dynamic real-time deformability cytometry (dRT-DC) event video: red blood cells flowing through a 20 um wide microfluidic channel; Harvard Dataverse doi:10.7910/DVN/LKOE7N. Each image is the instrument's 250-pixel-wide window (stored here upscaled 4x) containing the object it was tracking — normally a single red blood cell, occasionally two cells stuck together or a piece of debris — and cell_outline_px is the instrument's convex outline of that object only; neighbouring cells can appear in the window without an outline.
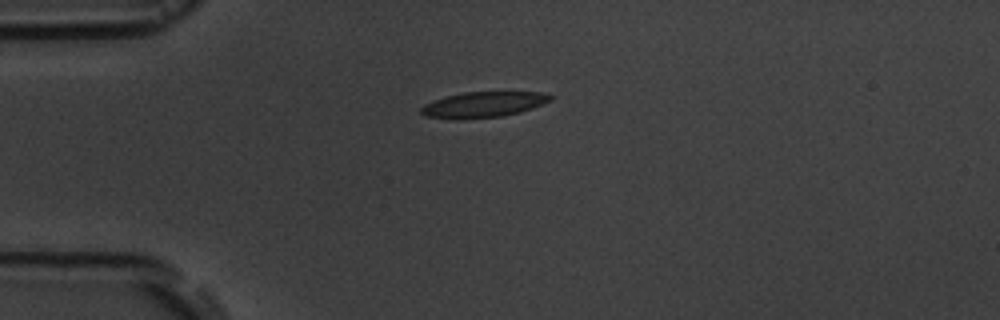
{"species": "common noctule bat (a hibernating species)", "species_latin": "Nyctalus noctula", "temperature_condition": "room temperature", "stored_images_in_passage": 3, "camera_frame_rate_fps": 3000, "um_per_image_px": 0.085, "animal": {"sex": "male", "body_mass_g": 19.5, "forearm_length_mm": 54.6}, "frame": {"image": 1, "passage_image": 1, "time_ms": 0.0, "image_size_px": [1000, 320], "cell_outline_px": [[556, 96], [552, 100], [532, 108], [520, 112], [504, 116], [460, 120], [452, 120], [424, 116], [420, 112], [420, 108], [424, 104], [432, 100], [464, 92], [544, 92]], "centroid_in_image_um": [41.07, 8.9], "position_along_channel_um": 43.9, "area_um2": 19.71}}
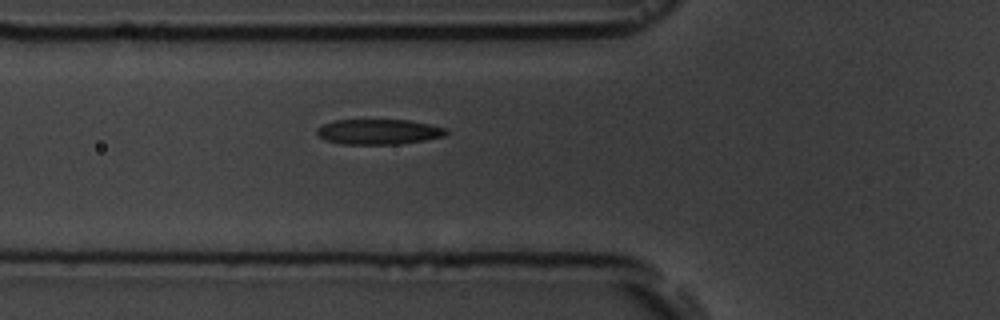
{"frame": {"image": 2, "passage_image": 3, "time_ms": 2.0, "image_size_px": [1000, 320], "cell_outline_px": [[448, 132], [444, 136], [424, 140], [400, 144], [340, 144], [324, 140], [316, 136], [316, 128], [324, 124], [336, 120], [408, 120], [448, 128]], "centroid_in_image_um": [32.15, 11.21], "position_along_channel_um": 93.7, "area_um2": 19.13}}